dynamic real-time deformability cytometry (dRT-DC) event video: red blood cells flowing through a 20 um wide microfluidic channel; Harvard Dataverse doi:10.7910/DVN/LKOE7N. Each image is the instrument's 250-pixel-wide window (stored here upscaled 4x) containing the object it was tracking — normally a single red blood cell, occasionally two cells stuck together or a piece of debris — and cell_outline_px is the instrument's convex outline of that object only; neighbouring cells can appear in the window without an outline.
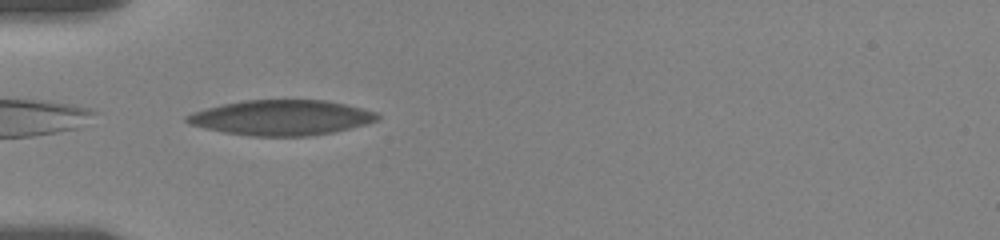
{"species": "human", "species_latin": "Homo sapiens", "temperature_condition": "room temperature", "stored_images_in_passage": 42, "camera_frame_rate_fps": 3000, "um_per_image_px": 0.085, "donor": {"sex": "female"}, "frame": {"image": 1, "passage_image": 2, "time_ms": 0.333, "image_size_px": [1000, 240], "cell_outline_px": [[380, 116], [376, 120], [364, 124], [332, 132], [308, 136], [252, 136], [224, 132], [204, 128], [188, 124], [184, 120], [184, 116], [192, 112], [220, 104], [244, 100], [324, 100], [344, 104], [376, 112]], "centroid_in_image_um": [23.83, 9.99], "position_along_channel_um": 61.2, "area_um2": 38.9}}
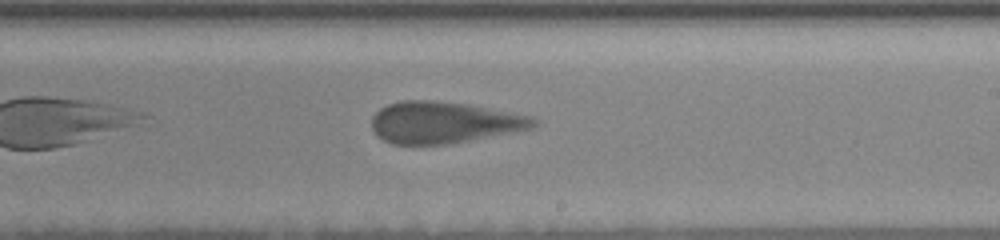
{"frame": {"image": 2, "passage_image": 19, "time_ms": 6.0, "image_size_px": [1000, 240], "cell_outline_px": [[540, 124], [532, 128], [448, 144], [392, 144], [376, 136], [372, 128], [372, 116], [380, 108], [388, 104], [400, 100], [428, 100], [468, 104], [532, 116], [540, 120]], "centroid_in_image_um": [37.73, 10.4], "position_along_channel_um": 251.3, "area_um2": 39.25}}
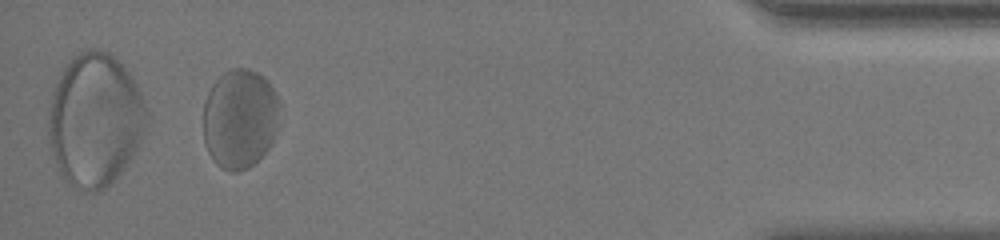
{"frame": {"image": 3, "passage_image": 38, "time_ms": 12.333, "image_size_px": [1000, 240], "cell_outline_px": [[280, 104], [276, 136], [272, 144], [248, 168], [236, 172], [228, 172], [216, 164], [212, 160], [204, 144], [204, 100], [212, 84], [224, 72], [232, 68], [248, 68], [264, 76], [268, 80], [276, 92]], "centroid_in_image_um": [20.39, 10.08], "position_along_channel_um": 414.8, "area_um2": 44.91}, "authors_computed_cell_mechanics": {"area_um2": 40.1421, "velocity_mm_per_s": 3.4394, "shape_relaxation_time_tau1_ms": 3.6668, "shape_relaxation_time_tau2_ms": 1.2963, "deformation_change_tau1": 0.1062, "deformation_change_tau2": 0.0993}}